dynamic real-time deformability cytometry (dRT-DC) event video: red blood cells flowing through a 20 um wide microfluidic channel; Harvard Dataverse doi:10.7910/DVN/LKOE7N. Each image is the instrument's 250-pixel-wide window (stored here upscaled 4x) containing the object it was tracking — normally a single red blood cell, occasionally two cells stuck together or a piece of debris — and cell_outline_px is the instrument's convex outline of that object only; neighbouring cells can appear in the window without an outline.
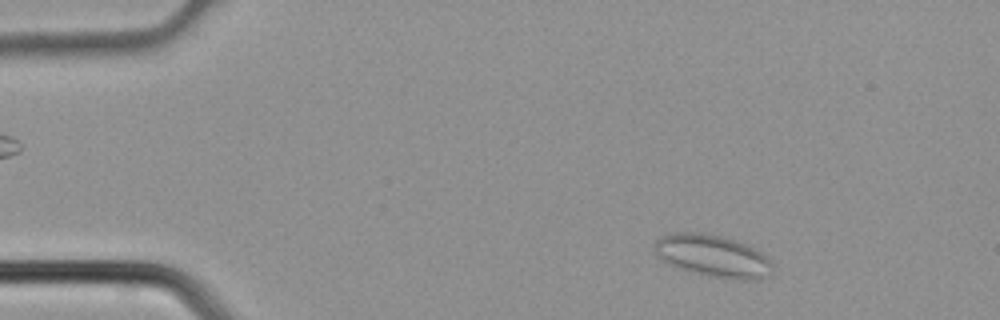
{"species": "common noctule bat (a hibernating species)", "species_latin": "Nyctalus noctula", "temperature_condition": "cold", "stored_images_in_passage": 3, "camera_frame_rate_fps": 3000, "um_per_image_px": 0.085, "animal": {"sex": "male", "body_mass_g": 21.5, "forearm_length_mm": 52.0}, "frame": {"image": 1, "passage_image": 1, "time_ms": 0.0, "image_size_px": [1000, 320], "cell_outline_px": [[772, 268], [768, 276], [756, 280], [736, 280], [708, 276], [680, 268], [668, 264], [660, 260], [656, 256], [652, 244], [656, 240], [672, 232], [700, 232], [720, 236], [744, 244], [760, 252], [772, 264]], "centroid_in_image_um": [60.52, 21.76], "position_along_channel_um": 24.5, "area_um2": 28.9}}